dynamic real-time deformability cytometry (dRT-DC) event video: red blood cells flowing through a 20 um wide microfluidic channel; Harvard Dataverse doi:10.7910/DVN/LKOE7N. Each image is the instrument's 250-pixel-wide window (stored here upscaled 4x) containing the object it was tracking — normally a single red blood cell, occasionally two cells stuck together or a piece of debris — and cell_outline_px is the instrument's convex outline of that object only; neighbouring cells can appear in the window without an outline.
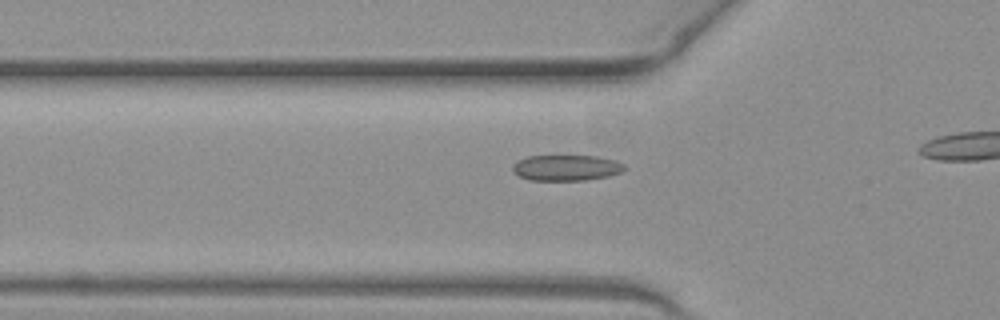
{"species": "common noctule bat (a hibernating species)", "species_latin": "Nyctalus noctula", "temperature_condition": "warm", "stored_images_in_passage": 33, "camera_frame_rate_fps": 3000, "um_per_image_px": 0.085, "animal": {"sex": "female", "body_mass_g": 19.3, "forearm_length_mm": 54.1}, "frame": {"image": 1, "passage_image": 9, "time_ms": 2.667, "image_size_px": [1000, 320], "cell_outline_px": [[628, 168], [620, 172], [608, 176], [584, 180], [528, 180], [512, 172], [512, 164], [516, 160], [528, 156], [596, 156], [616, 160], [624, 164]], "centroid_in_image_um": [48.11, 14.25], "position_along_channel_um": 77.7, "area_um2": 16.94}}
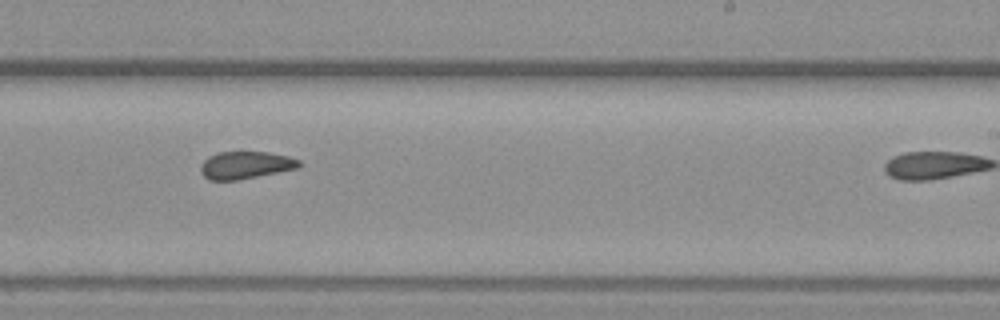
{"frame": {"image": 2, "passage_image": 23, "time_ms": 7.333, "image_size_px": [1000, 320], "cell_outline_px": [[300, 164], [296, 168], [236, 180], [208, 180], [200, 172], [200, 164], [208, 156], [220, 152], [268, 152], [288, 156], [300, 160]], "centroid_in_image_um": [20.81, 14.03], "position_along_channel_um": 268.2, "area_um2": 15.55}}
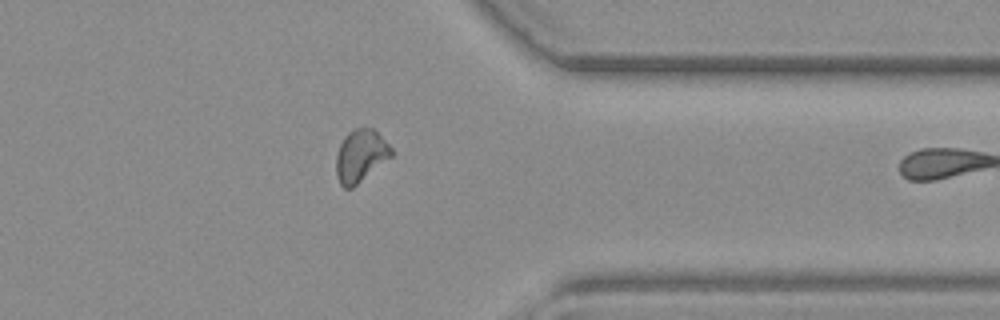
{"frame": {"image": 3, "passage_image": 32, "time_ms": 10.333, "image_size_px": [1000, 320], "cell_outline_px": [[392, 156], [352, 188], [344, 188], [340, 184], [336, 176], [336, 156], [340, 144], [344, 136], [348, 132], [356, 128], [372, 128], [392, 148]], "centroid_in_image_um": [30.62, 13.25], "position_along_channel_um": 380.8, "area_um2": 16.65}}